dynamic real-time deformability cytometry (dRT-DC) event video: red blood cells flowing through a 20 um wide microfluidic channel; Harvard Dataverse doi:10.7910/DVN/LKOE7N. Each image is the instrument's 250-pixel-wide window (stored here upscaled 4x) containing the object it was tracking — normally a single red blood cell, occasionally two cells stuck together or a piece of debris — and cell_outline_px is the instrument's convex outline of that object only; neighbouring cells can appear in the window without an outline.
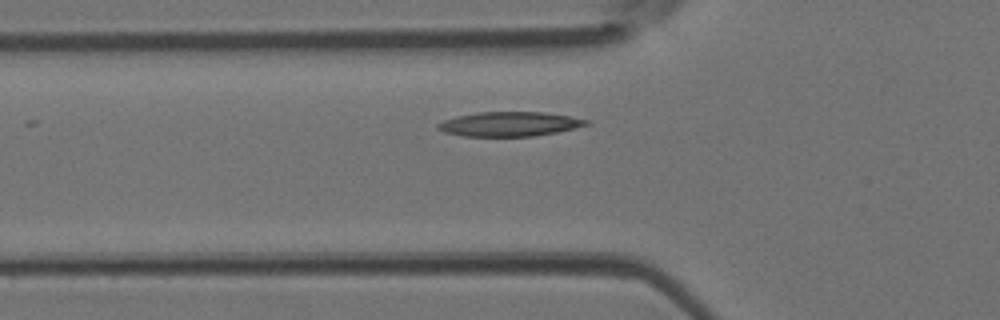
{"species": "Egyptian fruit bat (a non-hibernating species)", "species_latin": "Rousettus aegyptiacus", "temperature_condition": "room temperature", "stored_images_in_passage": 10, "camera_frame_rate_fps": 3000, "um_per_image_px": 0.085, "animal": {"sex": "female"}, "frame": {"image": 1, "passage_image": 3, "time_ms": 0.667, "image_size_px": [1000, 320], "cell_outline_px": [[592, 124], [576, 128], [556, 132], [532, 136], [464, 136], [444, 132], [436, 128], [436, 124], [444, 120], [456, 116], [480, 112], [544, 112], [572, 116], [588, 120]], "centroid_in_image_um": [43.33, 10.54], "position_along_channel_um": 82.5, "area_um2": 21.21}}
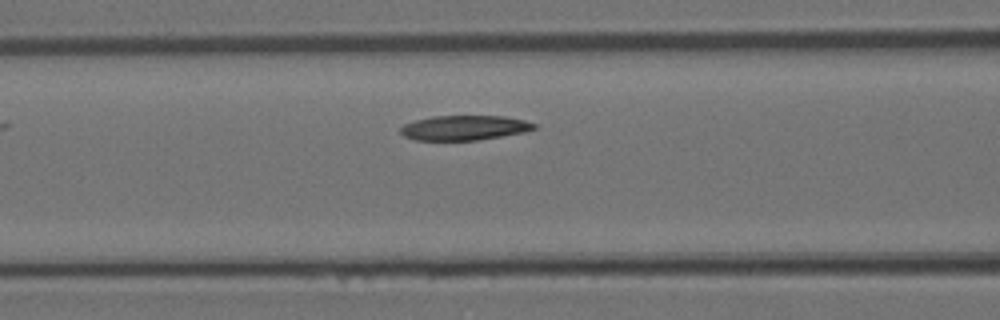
{"frame": {"image": 2, "passage_image": 6, "time_ms": 1.667, "image_size_px": [1000, 320], "cell_outline_px": [[536, 128], [524, 132], [476, 140], [416, 140], [404, 136], [400, 132], [400, 128], [404, 124], [416, 120], [432, 116], [504, 116], [524, 120], [536, 124]], "centroid_in_image_um": [39.45, 10.86], "position_along_channel_um": 127.1, "area_um2": 19.13}}